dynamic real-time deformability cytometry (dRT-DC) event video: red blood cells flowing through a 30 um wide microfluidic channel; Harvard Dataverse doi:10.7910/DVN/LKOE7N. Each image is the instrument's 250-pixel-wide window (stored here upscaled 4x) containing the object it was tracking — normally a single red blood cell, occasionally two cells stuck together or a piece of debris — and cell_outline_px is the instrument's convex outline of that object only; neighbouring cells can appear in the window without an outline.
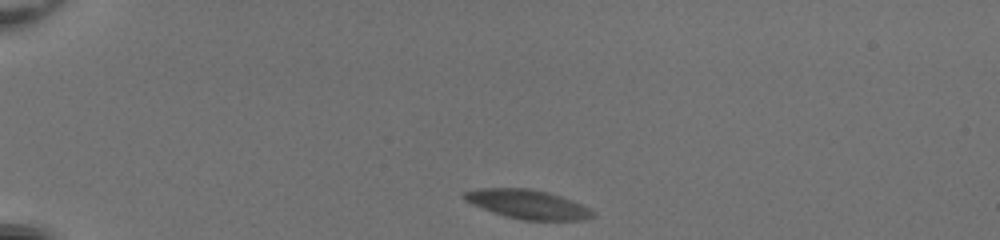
{"species": "common noctule bat (a hibernating species)", "species_latin": "Nyctalus noctula", "temperature_condition": "room temperature", "stored_images_in_passage": 44, "camera_frame_rate_fps": 3000, "um_per_image_px": 0.085, "animal": {"sex": "female", "body_mass_g": 20.0, "forearm_length_mm": 54.0}, "frame": {"image": 1, "passage_image": 1, "time_ms": 0.0, "image_size_px": [1000, 240], "cell_outline_px": [[596, 216], [580, 220], [524, 220], [508, 216], [472, 204], [464, 200], [460, 196], [464, 192], [480, 188], [528, 188], [548, 192], [572, 200], [596, 212]], "centroid_in_image_um": [44.87, 17.35], "position_along_channel_um": 40.1, "area_um2": 21.5}}
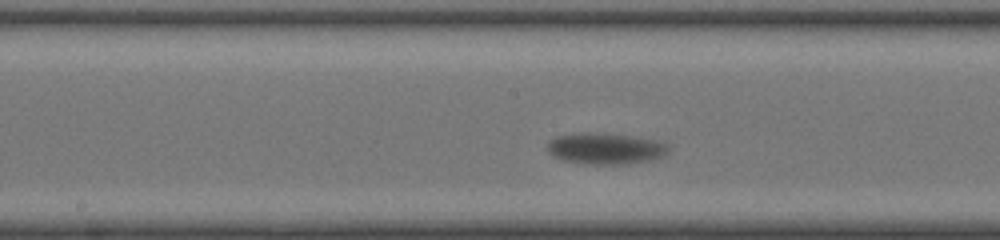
{"frame": {"image": 2, "passage_image": 19, "time_ms": 6.0, "image_size_px": [1000, 240], "cell_outline_px": [[668, 152], [664, 156], [652, 160], [628, 164], [584, 164], [564, 160], [548, 152], [548, 140], [556, 136], [584, 132], [600, 132], [632, 136], [660, 140], [668, 144]], "centroid_in_image_um": [51.51, 12.61], "position_along_channel_um": 196.7, "area_um2": 22.37}}
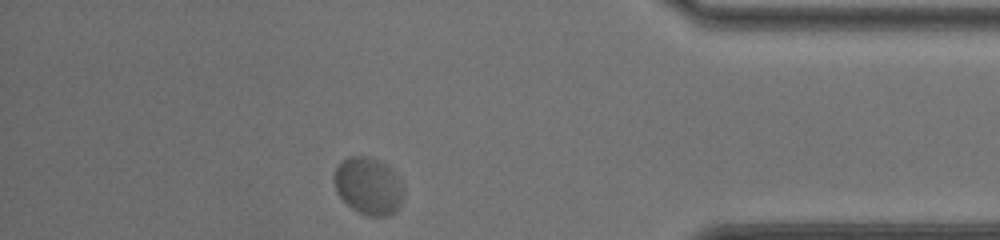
{"frame": {"image": 3, "passage_image": 38, "time_ms": 12.333, "image_size_px": [1000, 240], "cell_outline_px": [[404, 196], [396, 212], [388, 216], [368, 216], [356, 212], [336, 192], [332, 176], [336, 168], [348, 156], [368, 156], [380, 160], [392, 168], [400, 180], [404, 188]], "centroid_in_image_um": [31.33, 15.81], "position_along_channel_um": 403.9, "area_um2": 23.58}, "authors_computed_cell_mechanics": {"area_um2": 21.8484, "velocity_mm_per_s": 3.6924, "shape_relaxation_time_tau1_ms": 2.8276, "shape_relaxation_time_tau2_ms": null, "deformation_change_tau1": 0.1475, "deformation_change_tau2": null}}